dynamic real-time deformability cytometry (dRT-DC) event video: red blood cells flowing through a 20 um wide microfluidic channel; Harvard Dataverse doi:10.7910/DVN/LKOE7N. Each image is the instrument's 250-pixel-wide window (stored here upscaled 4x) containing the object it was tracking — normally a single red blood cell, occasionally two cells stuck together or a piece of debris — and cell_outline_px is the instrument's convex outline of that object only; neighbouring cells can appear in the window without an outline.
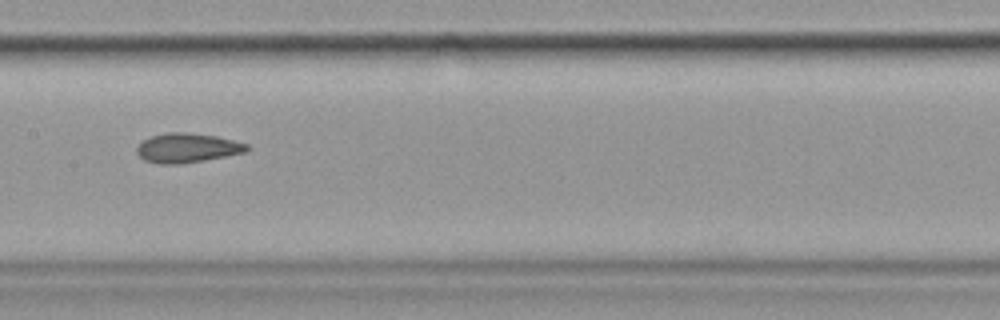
{"species": "common noctule bat (a hibernating species)", "species_latin": "Nyctalus noctula", "temperature_condition": "cold", "stored_images_in_passage": 13, "camera_frame_rate_fps": 3000, "um_per_image_px": 0.085, "animal": {"sex": "female", "body_mass_g": 19.9}, "frame": {"image": 1, "passage_image": 6, "time_ms": 5.667, "image_size_px": [1000, 320], "cell_outline_px": [[252, 148], [244, 152], [204, 160], [180, 164], [160, 164], [144, 160], [136, 152], [136, 148], [144, 140], [152, 136], [168, 132], [184, 132], [216, 136], [248, 144]], "centroid_in_image_um": [15.91, 12.57], "position_along_channel_um": 191.5, "area_um2": 18.67}, "authors_computed_cell_mechanics": {"area_um2": 19.5364, "velocity_mm_per_s": 3.5534, "shape_relaxation_time_tau1_ms": null, "shape_relaxation_time_tau2_ms": 6.4697, "deformation_change_tau1": null, "deformation_change_tau2": 0.1308}}